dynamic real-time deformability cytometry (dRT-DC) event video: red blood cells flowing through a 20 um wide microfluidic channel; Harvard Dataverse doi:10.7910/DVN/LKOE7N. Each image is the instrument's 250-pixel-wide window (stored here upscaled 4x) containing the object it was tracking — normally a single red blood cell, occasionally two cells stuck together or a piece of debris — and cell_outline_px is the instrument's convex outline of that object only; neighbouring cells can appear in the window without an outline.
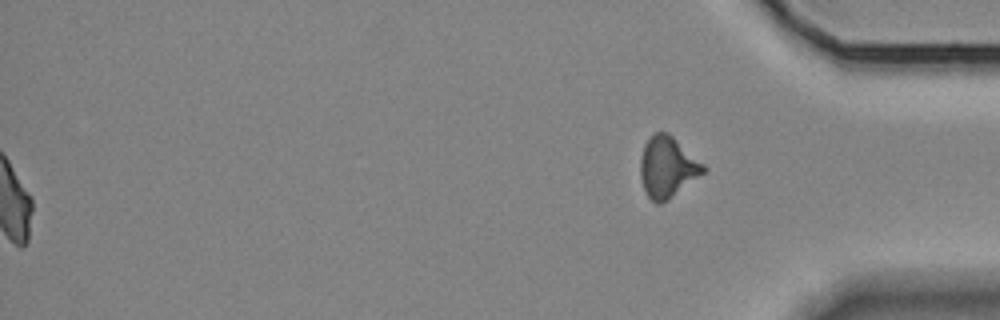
{"species": "Egyptian fruit bat (a non-hibernating species)", "species_latin": "Rousettus aegyptiacus", "temperature_condition": "room temperature", "stored_images_in_passage": 36, "segment_of_instrument_passage": [2, 2], "camera_frame_rate_fps": 3000, "um_per_image_px": 0.085, "animal": {"sex": "female"}, "frame": {"image": 1, "passage_image": 36, "time_ms": 11.667, "image_size_px": [1000, 320], "cell_outline_px": [[708, 168], [704, 172], [668, 200], [660, 204], [656, 204], [648, 196], [644, 188], [640, 176], [640, 160], [644, 144], [656, 132], [668, 132], [704, 164]], "centroid_in_image_um": [56.73, 14.21], "position_along_channel_um": 378.5, "area_um2": 22.14}}